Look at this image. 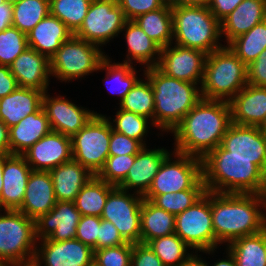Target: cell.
Instances as JSON below:
<instances>
[{"mask_svg":"<svg viewBox=\"0 0 266 266\" xmlns=\"http://www.w3.org/2000/svg\"><path fill=\"white\" fill-rule=\"evenodd\" d=\"M175 234L193 251L209 255L216 251L217 240L212 226L211 192L175 216Z\"/></svg>","mask_w":266,"mask_h":266,"instance_id":"11","label":"cell"},{"mask_svg":"<svg viewBox=\"0 0 266 266\" xmlns=\"http://www.w3.org/2000/svg\"><path fill=\"white\" fill-rule=\"evenodd\" d=\"M28 48L27 35L11 26L0 31V65L10 66Z\"/></svg>","mask_w":266,"mask_h":266,"instance_id":"43","label":"cell"},{"mask_svg":"<svg viewBox=\"0 0 266 266\" xmlns=\"http://www.w3.org/2000/svg\"><path fill=\"white\" fill-rule=\"evenodd\" d=\"M231 123L228 101L202 98L173 130L174 151L202 159L221 144Z\"/></svg>","mask_w":266,"mask_h":266,"instance_id":"1","label":"cell"},{"mask_svg":"<svg viewBox=\"0 0 266 266\" xmlns=\"http://www.w3.org/2000/svg\"><path fill=\"white\" fill-rule=\"evenodd\" d=\"M49 14V0H21L13 4L12 26L27 35Z\"/></svg>","mask_w":266,"mask_h":266,"instance_id":"38","label":"cell"},{"mask_svg":"<svg viewBox=\"0 0 266 266\" xmlns=\"http://www.w3.org/2000/svg\"><path fill=\"white\" fill-rule=\"evenodd\" d=\"M13 5L10 3L0 4V31H4L12 26Z\"/></svg>","mask_w":266,"mask_h":266,"instance_id":"54","label":"cell"},{"mask_svg":"<svg viewBox=\"0 0 266 266\" xmlns=\"http://www.w3.org/2000/svg\"><path fill=\"white\" fill-rule=\"evenodd\" d=\"M247 83L252 86L266 87V49L247 65Z\"/></svg>","mask_w":266,"mask_h":266,"instance_id":"51","label":"cell"},{"mask_svg":"<svg viewBox=\"0 0 266 266\" xmlns=\"http://www.w3.org/2000/svg\"><path fill=\"white\" fill-rule=\"evenodd\" d=\"M22 155L32 170L50 171L72 159L71 137L51 131Z\"/></svg>","mask_w":266,"mask_h":266,"instance_id":"19","label":"cell"},{"mask_svg":"<svg viewBox=\"0 0 266 266\" xmlns=\"http://www.w3.org/2000/svg\"><path fill=\"white\" fill-rule=\"evenodd\" d=\"M0 154H11L9 127L0 119Z\"/></svg>","mask_w":266,"mask_h":266,"instance_id":"55","label":"cell"},{"mask_svg":"<svg viewBox=\"0 0 266 266\" xmlns=\"http://www.w3.org/2000/svg\"><path fill=\"white\" fill-rule=\"evenodd\" d=\"M40 241L32 266H88L93 262V249L77 239L51 241L47 238Z\"/></svg>","mask_w":266,"mask_h":266,"instance_id":"15","label":"cell"},{"mask_svg":"<svg viewBox=\"0 0 266 266\" xmlns=\"http://www.w3.org/2000/svg\"><path fill=\"white\" fill-rule=\"evenodd\" d=\"M243 0H211L208 6L215 18L221 22L229 15Z\"/></svg>","mask_w":266,"mask_h":266,"instance_id":"52","label":"cell"},{"mask_svg":"<svg viewBox=\"0 0 266 266\" xmlns=\"http://www.w3.org/2000/svg\"><path fill=\"white\" fill-rule=\"evenodd\" d=\"M226 253L228 255L226 257L227 259L223 258L222 260H217L212 266H237L236 260L231 252L229 250H226Z\"/></svg>","mask_w":266,"mask_h":266,"instance_id":"58","label":"cell"},{"mask_svg":"<svg viewBox=\"0 0 266 266\" xmlns=\"http://www.w3.org/2000/svg\"><path fill=\"white\" fill-rule=\"evenodd\" d=\"M107 55L101 62L98 70H104L106 72V77L103 81H106L107 84L110 79V82H113L112 85L108 83V90L114 95H119V101L124 99L126 94L135 86V84L140 80V77H137V71L133 68L132 64L128 63H112L110 57ZM114 84V85H113ZM115 88H114V87ZM113 87V88H112Z\"/></svg>","mask_w":266,"mask_h":266,"instance_id":"35","label":"cell"},{"mask_svg":"<svg viewBox=\"0 0 266 266\" xmlns=\"http://www.w3.org/2000/svg\"><path fill=\"white\" fill-rule=\"evenodd\" d=\"M52 131L49 119L41 106L35 113L9 128L11 154H24L38 140Z\"/></svg>","mask_w":266,"mask_h":266,"instance_id":"27","label":"cell"},{"mask_svg":"<svg viewBox=\"0 0 266 266\" xmlns=\"http://www.w3.org/2000/svg\"><path fill=\"white\" fill-rule=\"evenodd\" d=\"M100 222L101 217L98 216H81L77 225L75 239L93 249L97 244Z\"/></svg>","mask_w":266,"mask_h":266,"instance_id":"46","label":"cell"},{"mask_svg":"<svg viewBox=\"0 0 266 266\" xmlns=\"http://www.w3.org/2000/svg\"><path fill=\"white\" fill-rule=\"evenodd\" d=\"M43 91L18 87L0 98V119L10 128L42 106Z\"/></svg>","mask_w":266,"mask_h":266,"instance_id":"29","label":"cell"},{"mask_svg":"<svg viewBox=\"0 0 266 266\" xmlns=\"http://www.w3.org/2000/svg\"><path fill=\"white\" fill-rule=\"evenodd\" d=\"M264 20H266V0H243L220 22L221 38L225 36L228 44Z\"/></svg>","mask_w":266,"mask_h":266,"instance_id":"25","label":"cell"},{"mask_svg":"<svg viewBox=\"0 0 266 266\" xmlns=\"http://www.w3.org/2000/svg\"><path fill=\"white\" fill-rule=\"evenodd\" d=\"M152 84L154 126L172 133L184 116L202 100L201 87L163 74L156 66L143 70Z\"/></svg>","mask_w":266,"mask_h":266,"instance_id":"4","label":"cell"},{"mask_svg":"<svg viewBox=\"0 0 266 266\" xmlns=\"http://www.w3.org/2000/svg\"><path fill=\"white\" fill-rule=\"evenodd\" d=\"M121 31H125L127 55L124 63L132 64V60L144 65L145 68L155 67L159 61L161 47L150 39L146 33L133 21L127 20ZM156 56V57H155Z\"/></svg>","mask_w":266,"mask_h":266,"instance_id":"30","label":"cell"},{"mask_svg":"<svg viewBox=\"0 0 266 266\" xmlns=\"http://www.w3.org/2000/svg\"><path fill=\"white\" fill-rule=\"evenodd\" d=\"M131 266H164L148 244L134 243Z\"/></svg>","mask_w":266,"mask_h":266,"instance_id":"50","label":"cell"},{"mask_svg":"<svg viewBox=\"0 0 266 266\" xmlns=\"http://www.w3.org/2000/svg\"><path fill=\"white\" fill-rule=\"evenodd\" d=\"M57 201L74 202L82 187L94 176L73 158L49 171Z\"/></svg>","mask_w":266,"mask_h":266,"instance_id":"28","label":"cell"},{"mask_svg":"<svg viewBox=\"0 0 266 266\" xmlns=\"http://www.w3.org/2000/svg\"><path fill=\"white\" fill-rule=\"evenodd\" d=\"M125 243H127V241L120 235L115 225L108 220L101 219L99 236L93 251L102 248L116 247Z\"/></svg>","mask_w":266,"mask_h":266,"instance_id":"49","label":"cell"},{"mask_svg":"<svg viewBox=\"0 0 266 266\" xmlns=\"http://www.w3.org/2000/svg\"><path fill=\"white\" fill-rule=\"evenodd\" d=\"M140 222V243L147 244L152 239L175 233V215L148 199H143Z\"/></svg>","mask_w":266,"mask_h":266,"instance_id":"31","label":"cell"},{"mask_svg":"<svg viewBox=\"0 0 266 266\" xmlns=\"http://www.w3.org/2000/svg\"><path fill=\"white\" fill-rule=\"evenodd\" d=\"M146 35L161 48L173 44V17L171 6L139 15L133 20Z\"/></svg>","mask_w":266,"mask_h":266,"instance_id":"32","label":"cell"},{"mask_svg":"<svg viewBox=\"0 0 266 266\" xmlns=\"http://www.w3.org/2000/svg\"><path fill=\"white\" fill-rule=\"evenodd\" d=\"M136 155L108 156L103 168L96 175L108 184L119 186L126 178Z\"/></svg>","mask_w":266,"mask_h":266,"instance_id":"44","label":"cell"},{"mask_svg":"<svg viewBox=\"0 0 266 266\" xmlns=\"http://www.w3.org/2000/svg\"><path fill=\"white\" fill-rule=\"evenodd\" d=\"M220 146L231 157L250 158L266 174V137L259 127L231 123Z\"/></svg>","mask_w":266,"mask_h":266,"instance_id":"16","label":"cell"},{"mask_svg":"<svg viewBox=\"0 0 266 266\" xmlns=\"http://www.w3.org/2000/svg\"><path fill=\"white\" fill-rule=\"evenodd\" d=\"M133 243L94 250L93 261L98 266H131Z\"/></svg>","mask_w":266,"mask_h":266,"instance_id":"45","label":"cell"},{"mask_svg":"<svg viewBox=\"0 0 266 266\" xmlns=\"http://www.w3.org/2000/svg\"><path fill=\"white\" fill-rule=\"evenodd\" d=\"M114 185L94 175L77 194L74 204L81 216L101 217L109 192Z\"/></svg>","mask_w":266,"mask_h":266,"instance_id":"34","label":"cell"},{"mask_svg":"<svg viewBox=\"0 0 266 266\" xmlns=\"http://www.w3.org/2000/svg\"><path fill=\"white\" fill-rule=\"evenodd\" d=\"M164 5L176 6V0H161Z\"/></svg>","mask_w":266,"mask_h":266,"instance_id":"60","label":"cell"},{"mask_svg":"<svg viewBox=\"0 0 266 266\" xmlns=\"http://www.w3.org/2000/svg\"><path fill=\"white\" fill-rule=\"evenodd\" d=\"M126 20H134L139 15L158 10L164 4L161 0H117Z\"/></svg>","mask_w":266,"mask_h":266,"instance_id":"48","label":"cell"},{"mask_svg":"<svg viewBox=\"0 0 266 266\" xmlns=\"http://www.w3.org/2000/svg\"><path fill=\"white\" fill-rule=\"evenodd\" d=\"M205 193L206 189H187L176 193L169 192L157 195L152 202L176 216L192 206Z\"/></svg>","mask_w":266,"mask_h":266,"instance_id":"42","label":"cell"},{"mask_svg":"<svg viewBox=\"0 0 266 266\" xmlns=\"http://www.w3.org/2000/svg\"><path fill=\"white\" fill-rule=\"evenodd\" d=\"M65 96L50 97L48 90L44 92L42 107L45 111L52 131L72 137L78 133L97 112L87 110L70 102ZM67 99V100H66Z\"/></svg>","mask_w":266,"mask_h":266,"instance_id":"17","label":"cell"},{"mask_svg":"<svg viewBox=\"0 0 266 266\" xmlns=\"http://www.w3.org/2000/svg\"><path fill=\"white\" fill-rule=\"evenodd\" d=\"M143 147L138 140L127 137L112 129L109 156L136 155Z\"/></svg>","mask_w":266,"mask_h":266,"instance_id":"47","label":"cell"},{"mask_svg":"<svg viewBox=\"0 0 266 266\" xmlns=\"http://www.w3.org/2000/svg\"><path fill=\"white\" fill-rule=\"evenodd\" d=\"M81 214L74 202L57 201L46 214L35 220V236L37 242L43 239L65 241L75 239L76 229Z\"/></svg>","mask_w":266,"mask_h":266,"instance_id":"18","label":"cell"},{"mask_svg":"<svg viewBox=\"0 0 266 266\" xmlns=\"http://www.w3.org/2000/svg\"><path fill=\"white\" fill-rule=\"evenodd\" d=\"M19 87L46 92L50 82V61L36 50L27 48L9 66Z\"/></svg>","mask_w":266,"mask_h":266,"instance_id":"22","label":"cell"},{"mask_svg":"<svg viewBox=\"0 0 266 266\" xmlns=\"http://www.w3.org/2000/svg\"><path fill=\"white\" fill-rule=\"evenodd\" d=\"M19 87L8 66L0 65V98L7 96Z\"/></svg>","mask_w":266,"mask_h":266,"instance_id":"53","label":"cell"},{"mask_svg":"<svg viewBox=\"0 0 266 266\" xmlns=\"http://www.w3.org/2000/svg\"><path fill=\"white\" fill-rule=\"evenodd\" d=\"M265 247H266V228H265Z\"/></svg>","mask_w":266,"mask_h":266,"instance_id":"64","label":"cell"},{"mask_svg":"<svg viewBox=\"0 0 266 266\" xmlns=\"http://www.w3.org/2000/svg\"><path fill=\"white\" fill-rule=\"evenodd\" d=\"M92 0H49L50 14L74 34L81 26Z\"/></svg>","mask_w":266,"mask_h":266,"instance_id":"40","label":"cell"},{"mask_svg":"<svg viewBox=\"0 0 266 266\" xmlns=\"http://www.w3.org/2000/svg\"><path fill=\"white\" fill-rule=\"evenodd\" d=\"M3 168H4V154H0V195L3 188Z\"/></svg>","mask_w":266,"mask_h":266,"instance_id":"59","label":"cell"},{"mask_svg":"<svg viewBox=\"0 0 266 266\" xmlns=\"http://www.w3.org/2000/svg\"><path fill=\"white\" fill-rule=\"evenodd\" d=\"M102 49L72 35L49 59L51 76L70 82L99 71L102 60L107 56Z\"/></svg>","mask_w":266,"mask_h":266,"instance_id":"9","label":"cell"},{"mask_svg":"<svg viewBox=\"0 0 266 266\" xmlns=\"http://www.w3.org/2000/svg\"><path fill=\"white\" fill-rule=\"evenodd\" d=\"M226 248L237 266H266L265 229L232 241Z\"/></svg>","mask_w":266,"mask_h":266,"instance_id":"33","label":"cell"},{"mask_svg":"<svg viewBox=\"0 0 266 266\" xmlns=\"http://www.w3.org/2000/svg\"><path fill=\"white\" fill-rule=\"evenodd\" d=\"M173 17V42L210 54L223 45L220 22L208 7L171 6Z\"/></svg>","mask_w":266,"mask_h":266,"instance_id":"6","label":"cell"},{"mask_svg":"<svg viewBox=\"0 0 266 266\" xmlns=\"http://www.w3.org/2000/svg\"><path fill=\"white\" fill-rule=\"evenodd\" d=\"M54 186L49 171L32 170L27 181L25 196L18 211L36 220L55 205Z\"/></svg>","mask_w":266,"mask_h":266,"instance_id":"23","label":"cell"},{"mask_svg":"<svg viewBox=\"0 0 266 266\" xmlns=\"http://www.w3.org/2000/svg\"><path fill=\"white\" fill-rule=\"evenodd\" d=\"M227 46L247 66L266 49V20L255 25L250 31L239 35Z\"/></svg>","mask_w":266,"mask_h":266,"instance_id":"36","label":"cell"},{"mask_svg":"<svg viewBox=\"0 0 266 266\" xmlns=\"http://www.w3.org/2000/svg\"><path fill=\"white\" fill-rule=\"evenodd\" d=\"M173 155L175 160L171 158ZM187 189H206L202 179V160L199 157L173 151L161 164L144 199L176 193Z\"/></svg>","mask_w":266,"mask_h":266,"instance_id":"8","label":"cell"},{"mask_svg":"<svg viewBox=\"0 0 266 266\" xmlns=\"http://www.w3.org/2000/svg\"><path fill=\"white\" fill-rule=\"evenodd\" d=\"M19 1H21V0H5L6 3H10L12 5L19 2Z\"/></svg>","mask_w":266,"mask_h":266,"instance_id":"62","label":"cell"},{"mask_svg":"<svg viewBox=\"0 0 266 266\" xmlns=\"http://www.w3.org/2000/svg\"><path fill=\"white\" fill-rule=\"evenodd\" d=\"M206 191L266 194V174L250 158L231 157L220 145L202 159Z\"/></svg>","mask_w":266,"mask_h":266,"instance_id":"3","label":"cell"},{"mask_svg":"<svg viewBox=\"0 0 266 266\" xmlns=\"http://www.w3.org/2000/svg\"><path fill=\"white\" fill-rule=\"evenodd\" d=\"M190 253L191 255L180 266H209L205 259L198 257L197 253L195 255L192 251Z\"/></svg>","mask_w":266,"mask_h":266,"instance_id":"56","label":"cell"},{"mask_svg":"<svg viewBox=\"0 0 266 266\" xmlns=\"http://www.w3.org/2000/svg\"><path fill=\"white\" fill-rule=\"evenodd\" d=\"M206 57L201 50L169 44L161 48L156 67L170 77L201 86Z\"/></svg>","mask_w":266,"mask_h":266,"instance_id":"14","label":"cell"},{"mask_svg":"<svg viewBox=\"0 0 266 266\" xmlns=\"http://www.w3.org/2000/svg\"><path fill=\"white\" fill-rule=\"evenodd\" d=\"M111 117L96 113L94 117L71 137L72 158L97 175L109 156Z\"/></svg>","mask_w":266,"mask_h":266,"instance_id":"10","label":"cell"},{"mask_svg":"<svg viewBox=\"0 0 266 266\" xmlns=\"http://www.w3.org/2000/svg\"><path fill=\"white\" fill-rule=\"evenodd\" d=\"M31 171L23 155L4 154L0 211L17 210L21 206Z\"/></svg>","mask_w":266,"mask_h":266,"instance_id":"20","label":"cell"},{"mask_svg":"<svg viewBox=\"0 0 266 266\" xmlns=\"http://www.w3.org/2000/svg\"><path fill=\"white\" fill-rule=\"evenodd\" d=\"M73 33L57 17L49 14L28 34V47L50 59Z\"/></svg>","mask_w":266,"mask_h":266,"instance_id":"26","label":"cell"},{"mask_svg":"<svg viewBox=\"0 0 266 266\" xmlns=\"http://www.w3.org/2000/svg\"><path fill=\"white\" fill-rule=\"evenodd\" d=\"M262 209L266 211V194L211 192L212 226L217 247L263 231L266 213Z\"/></svg>","mask_w":266,"mask_h":266,"instance_id":"2","label":"cell"},{"mask_svg":"<svg viewBox=\"0 0 266 266\" xmlns=\"http://www.w3.org/2000/svg\"><path fill=\"white\" fill-rule=\"evenodd\" d=\"M170 154L163 148L148 149L143 147L137 154L125 180L118 186L123 190L144 196L152 185L163 160Z\"/></svg>","mask_w":266,"mask_h":266,"instance_id":"21","label":"cell"},{"mask_svg":"<svg viewBox=\"0 0 266 266\" xmlns=\"http://www.w3.org/2000/svg\"><path fill=\"white\" fill-rule=\"evenodd\" d=\"M211 0H176V6L208 7Z\"/></svg>","mask_w":266,"mask_h":266,"instance_id":"57","label":"cell"},{"mask_svg":"<svg viewBox=\"0 0 266 266\" xmlns=\"http://www.w3.org/2000/svg\"><path fill=\"white\" fill-rule=\"evenodd\" d=\"M147 244L164 266H180L191 255L188 253L191 248L175 233L152 239Z\"/></svg>","mask_w":266,"mask_h":266,"instance_id":"39","label":"cell"},{"mask_svg":"<svg viewBox=\"0 0 266 266\" xmlns=\"http://www.w3.org/2000/svg\"><path fill=\"white\" fill-rule=\"evenodd\" d=\"M246 69L227 45L207 54L200 86L202 98L229 102L248 84Z\"/></svg>","mask_w":266,"mask_h":266,"instance_id":"5","label":"cell"},{"mask_svg":"<svg viewBox=\"0 0 266 266\" xmlns=\"http://www.w3.org/2000/svg\"><path fill=\"white\" fill-rule=\"evenodd\" d=\"M143 196L115 186L108 194L101 219L115 225L120 235L130 243H140L141 205Z\"/></svg>","mask_w":266,"mask_h":266,"instance_id":"13","label":"cell"},{"mask_svg":"<svg viewBox=\"0 0 266 266\" xmlns=\"http://www.w3.org/2000/svg\"><path fill=\"white\" fill-rule=\"evenodd\" d=\"M126 21L117 0H92L80 28L73 35L101 48L122 32Z\"/></svg>","mask_w":266,"mask_h":266,"instance_id":"12","label":"cell"},{"mask_svg":"<svg viewBox=\"0 0 266 266\" xmlns=\"http://www.w3.org/2000/svg\"><path fill=\"white\" fill-rule=\"evenodd\" d=\"M229 103L232 123L259 127L266 118V87L247 84Z\"/></svg>","mask_w":266,"mask_h":266,"instance_id":"24","label":"cell"},{"mask_svg":"<svg viewBox=\"0 0 266 266\" xmlns=\"http://www.w3.org/2000/svg\"><path fill=\"white\" fill-rule=\"evenodd\" d=\"M119 104V109L151 119V125L154 126V95L152 84L146 76L145 80L140 79L135 84Z\"/></svg>","mask_w":266,"mask_h":266,"instance_id":"37","label":"cell"},{"mask_svg":"<svg viewBox=\"0 0 266 266\" xmlns=\"http://www.w3.org/2000/svg\"><path fill=\"white\" fill-rule=\"evenodd\" d=\"M88 266H98L94 261L91 263V264H89Z\"/></svg>","mask_w":266,"mask_h":266,"instance_id":"63","label":"cell"},{"mask_svg":"<svg viewBox=\"0 0 266 266\" xmlns=\"http://www.w3.org/2000/svg\"><path fill=\"white\" fill-rule=\"evenodd\" d=\"M261 133L266 137V118L263 123L259 126Z\"/></svg>","mask_w":266,"mask_h":266,"instance_id":"61","label":"cell"},{"mask_svg":"<svg viewBox=\"0 0 266 266\" xmlns=\"http://www.w3.org/2000/svg\"><path fill=\"white\" fill-rule=\"evenodd\" d=\"M115 117L113 123L111 122L113 130L124 134L127 137L138 140L144 147H146L144 141L146 139L144 138L148 134V121L151 123V120L122 109L117 110Z\"/></svg>","mask_w":266,"mask_h":266,"instance_id":"41","label":"cell"},{"mask_svg":"<svg viewBox=\"0 0 266 266\" xmlns=\"http://www.w3.org/2000/svg\"><path fill=\"white\" fill-rule=\"evenodd\" d=\"M35 220L18 210L0 212V263L32 266L36 253Z\"/></svg>","mask_w":266,"mask_h":266,"instance_id":"7","label":"cell"}]
</instances>
